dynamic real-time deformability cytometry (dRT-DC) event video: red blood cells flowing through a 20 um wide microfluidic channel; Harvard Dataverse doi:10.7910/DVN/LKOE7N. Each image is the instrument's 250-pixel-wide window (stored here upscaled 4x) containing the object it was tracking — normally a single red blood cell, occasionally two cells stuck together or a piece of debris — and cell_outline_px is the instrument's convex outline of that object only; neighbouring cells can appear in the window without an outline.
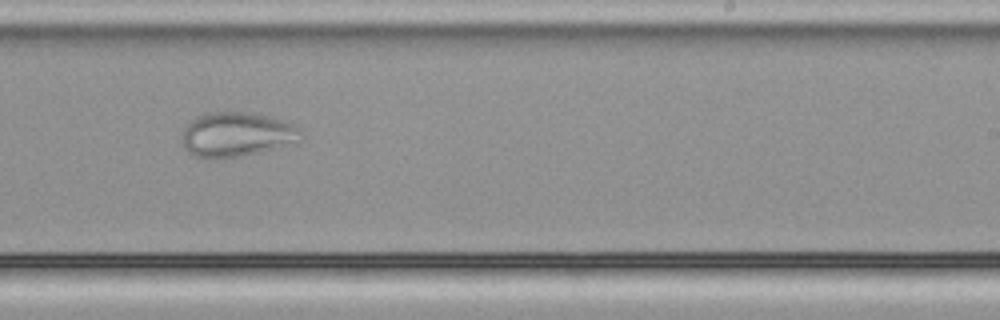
{"species": "common noctule bat (a hibernating species)", "species_latin": "Nyctalus noctula", "temperature_condition": "cold", "stored_images_in_passage": 38, "camera_frame_rate_fps": 3000, "um_per_image_px": 0.085, "animal": {"sex": "male", "body_mass_g": 21.5, "forearm_length_mm": 52.0}, "frame": {"image": 1, "passage_image": 19, "time_ms": 6.0, "image_size_px": [1000, 320], "cell_outline_px": [[300, 140], [272, 148], [224, 160], [208, 160], [196, 156], [188, 152], [184, 148], [184, 128], [196, 116], [208, 112], [252, 112], [280, 120], [292, 124], [300, 128]], "centroid_in_image_um": [20.05, 11.44], "position_along_channel_um": 268.9, "area_um2": 30.58}}
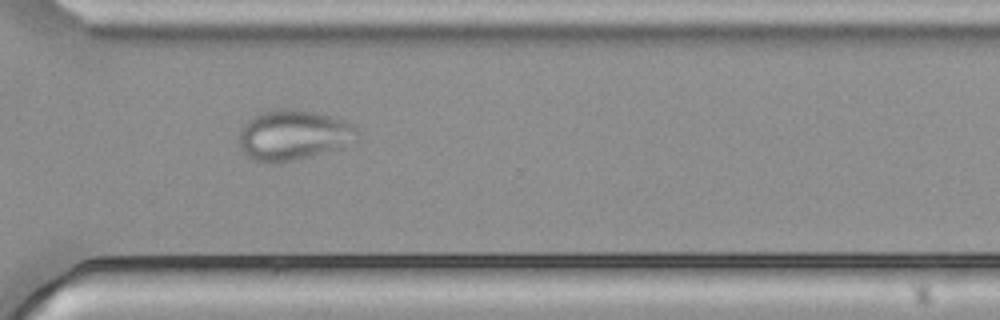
{"frame": {"image": 2, "passage_image": 25, "time_ms": 8.0, "image_size_px": [1000, 320], "cell_outline_px": [[360, 144], [280, 164], [272, 164], [252, 160], [240, 148], [240, 132], [244, 124], [252, 116], [260, 112], [276, 108], [296, 108], [316, 112], [344, 120], [352, 124], [360, 132]], "centroid_in_image_um": [25.03, 11.5], "position_along_channel_um": 345.6, "area_um2": 35.89}}
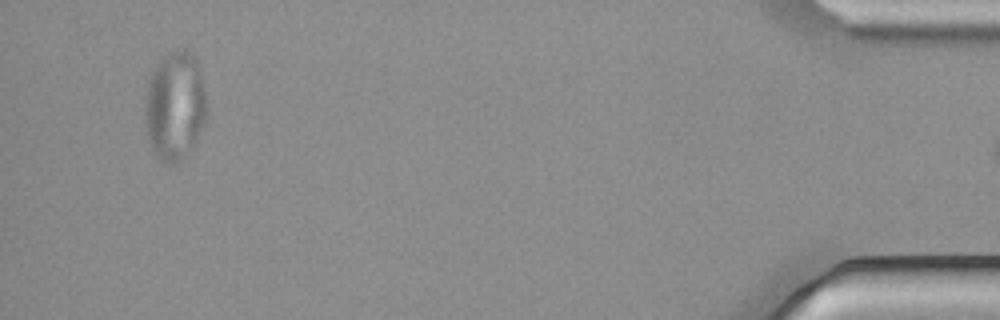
{"frame": {"image": 3, "passage_image": 37, "time_ms": 12.0, "image_size_px": [1000, 320], "cell_outline_px": [[208, 116], [192, 148], [180, 160], [172, 164], [164, 164], [156, 156], [148, 140], [144, 124], [144, 108], [148, 84], [152, 72], [160, 60], [168, 52], [184, 48], [196, 56], [200, 68], [208, 104]], "centroid_in_image_um": [14.89, 9.0], "position_along_channel_um": 420.3, "area_um2": 39.94}}